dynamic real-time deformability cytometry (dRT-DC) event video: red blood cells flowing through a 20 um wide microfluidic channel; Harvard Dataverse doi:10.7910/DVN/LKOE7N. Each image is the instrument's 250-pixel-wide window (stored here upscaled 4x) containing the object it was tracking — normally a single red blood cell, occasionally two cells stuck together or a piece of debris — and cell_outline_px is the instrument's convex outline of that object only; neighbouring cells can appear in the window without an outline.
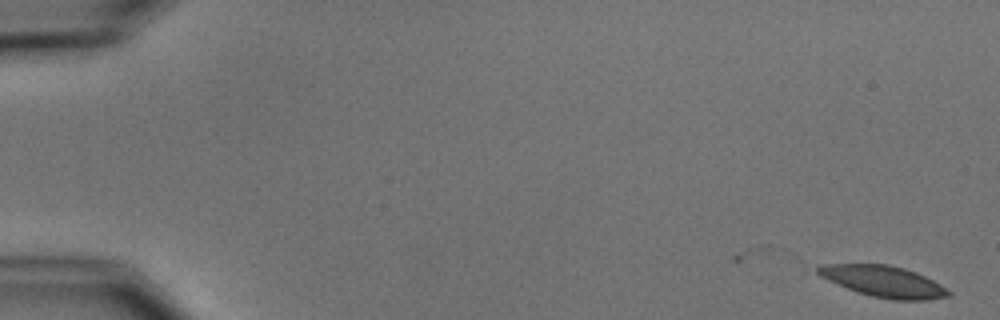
{"species": "common noctule bat (a hibernating species)", "species_latin": "Nyctalus noctula", "temperature_condition": "cold", "stored_images_in_passage": 5, "camera_frame_rate_fps": 3000, "um_per_image_px": 0.085, "animal": {"sex": "male", "body_mass_g": 15.6}, "frame": {"image": 1, "passage_image": 1, "time_ms": 0.0, "image_size_px": [1000, 320], "cell_outline_px": [[952, 296], [928, 300], [892, 300], [872, 296], [856, 292], [804, 272], [804, 264], [888, 264], [904, 268], [916, 272], [940, 284], [952, 292]], "centroid_in_image_um": [74.82, 23.88], "position_along_channel_um": 10.2, "area_um2": 25.14}}
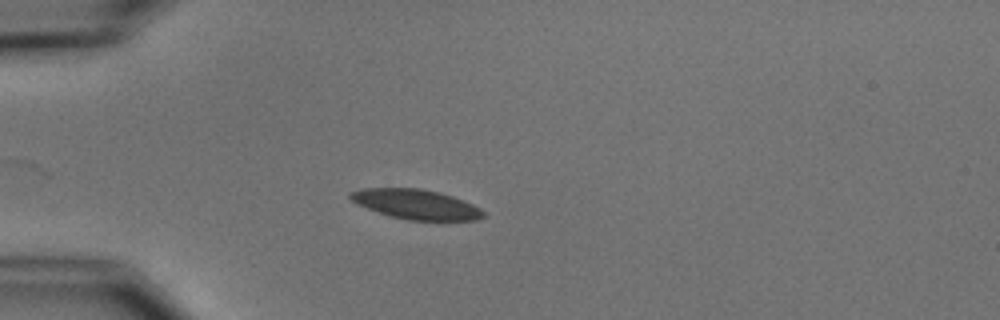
{"frame": {"image": 2, "passage_image": 5, "time_ms": 4.667, "image_size_px": [1000, 320], "cell_outline_px": [[484, 216], [476, 220], [440, 224], [408, 220], [388, 216], [356, 204], [348, 196], [348, 192], [360, 188], [420, 188], [440, 192], [452, 196], [472, 204], [480, 208], [484, 212]], "centroid_in_image_um": [35.4, 17.41], "position_along_channel_um": 49.6, "area_um2": 24.16}}